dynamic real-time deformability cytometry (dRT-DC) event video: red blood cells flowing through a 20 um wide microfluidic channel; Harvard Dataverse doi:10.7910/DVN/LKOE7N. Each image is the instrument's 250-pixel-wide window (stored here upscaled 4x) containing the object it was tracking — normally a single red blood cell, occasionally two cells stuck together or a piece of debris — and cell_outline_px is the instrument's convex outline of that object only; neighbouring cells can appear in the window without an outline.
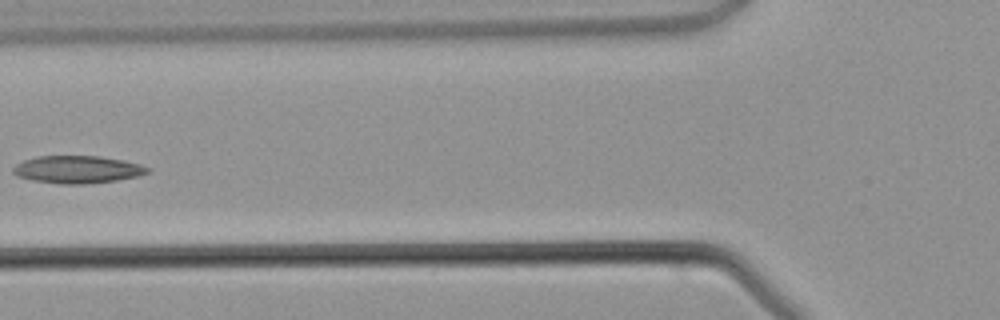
{"species": "common noctule bat (a hibernating species)", "species_latin": "Nyctalus noctula", "temperature_condition": "warm", "stored_images_in_passage": 4, "camera_frame_rate_fps": 3000, "um_per_image_px": 0.085, "animal": {"sex": "male", "body_mass_g": 21.5, "forearm_length_mm": 52.0}, "frame": {"image": 1, "passage_image": 4, "time_ms": 3.667, "image_size_px": [1000, 320], "cell_outline_px": [[152, 168], [148, 172], [136, 176], [116, 180], [84, 184], [60, 184], [32, 180], [16, 176], [12, 172], [12, 168], [16, 164], [24, 160], [36, 156], [100, 156], [124, 160], [140, 164]], "centroid_in_image_um": [6.56, 14.4], "position_along_channel_um": 119.2, "area_um2": 21.62}}